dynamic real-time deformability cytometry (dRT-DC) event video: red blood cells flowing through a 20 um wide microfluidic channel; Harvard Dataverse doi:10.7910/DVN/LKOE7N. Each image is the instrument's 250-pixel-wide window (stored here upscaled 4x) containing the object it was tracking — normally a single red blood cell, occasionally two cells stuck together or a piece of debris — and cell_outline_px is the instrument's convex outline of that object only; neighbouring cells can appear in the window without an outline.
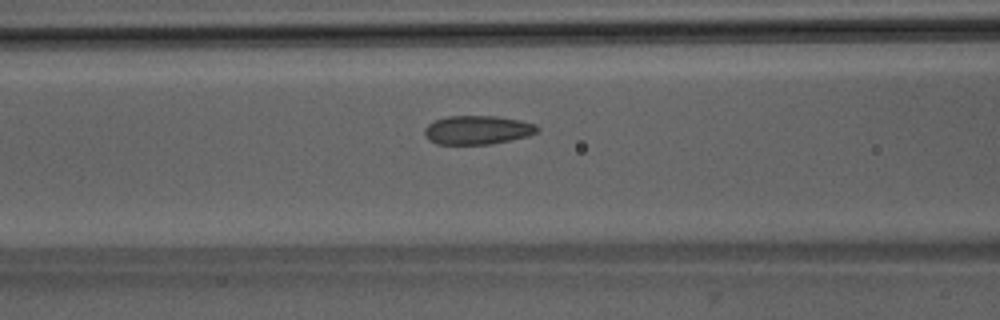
{"species": "Egyptian fruit bat (a non-hibernating species)", "species_latin": "Rousettus aegyptiacus", "temperature_condition": "room temperature", "stored_images_in_passage": 43, "camera_frame_rate_fps": 3000, "um_per_image_px": 0.085, "animal": {"sex": "male"}, "frame": {"image": 1, "passage_image": 13, "time_ms": 4.0, "image_size_px": [1000, 320], "cell_outline_px": [[540, 132], [528, 136], [512, 140], [492, 144], [436, 144], [428, 140], [424, 132], [424, 128], [428, 124], [436, 120], [448, 116], [496, 116], [520, 120], [536, 124], [540, 128]], "centroid_in_image_um": [40.62, 11.05], "position_along_channel_um": 126.0, "area_um2": 19.13}}
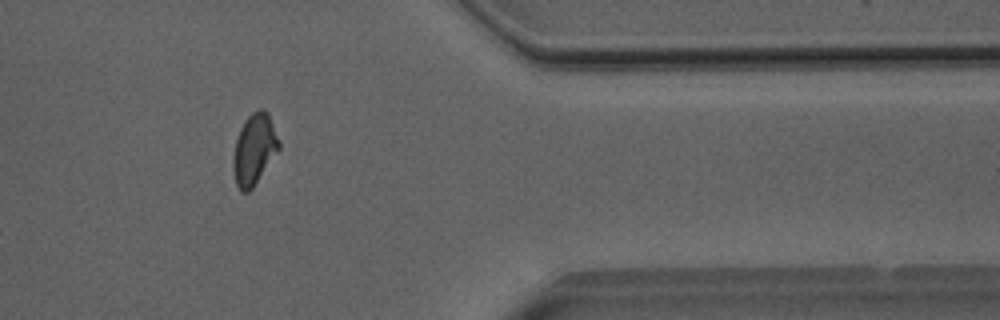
{"frame": {"image": 2, "passage_image": 34, "time_ms": 11.0, "image_size_px": [1000, 320], "cell_outline_px": [[280, 148], [252, 188], [248, 192], [240, 192], [236, 184], [232, 168], [232, 156], [236, 140], [240, 128], [244, 120], [252, 112], [260, 108], [264, 108], [268, 112], [280, 140]], "centroid_in_image_um": [21.6, 12.67], "position_along_channel_um": 389.8, "area_um2": 19.07}}
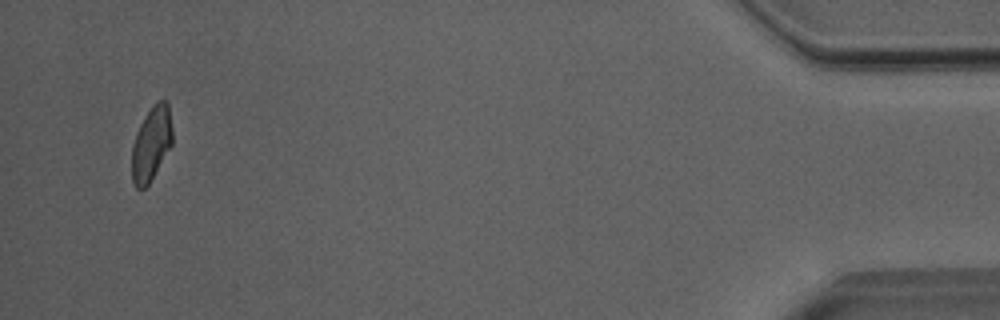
{"frame": {"image": 3, "passage_image": 41, "time_ms": 13.333, "image_size_px": [1000, 320], "cell_outline_px": [[172, 144], [148, 184], [144, 188], [136, 188], [132, 180], [132, 144], [136, 132], [144, 116], [152, 104], [160, 100], [164, 100], [168, 104], [172, 128]], "centroid_in_image_um": [12.85, 12.18], "position_along_channel_um": 422.4, "area_um2": 17.4}, "authors_computed_cell_mechanics": {"area_um2": 18.6116, "velocity_mm_per_s": 4.0409, "shape_relaxation_time_tau1_ms": 10.54, "shape_relaxation_time_tau2_ms": 1.156, "deformation_change_tau1": 0.1905, "deformation_change_tau2": 0.06}}